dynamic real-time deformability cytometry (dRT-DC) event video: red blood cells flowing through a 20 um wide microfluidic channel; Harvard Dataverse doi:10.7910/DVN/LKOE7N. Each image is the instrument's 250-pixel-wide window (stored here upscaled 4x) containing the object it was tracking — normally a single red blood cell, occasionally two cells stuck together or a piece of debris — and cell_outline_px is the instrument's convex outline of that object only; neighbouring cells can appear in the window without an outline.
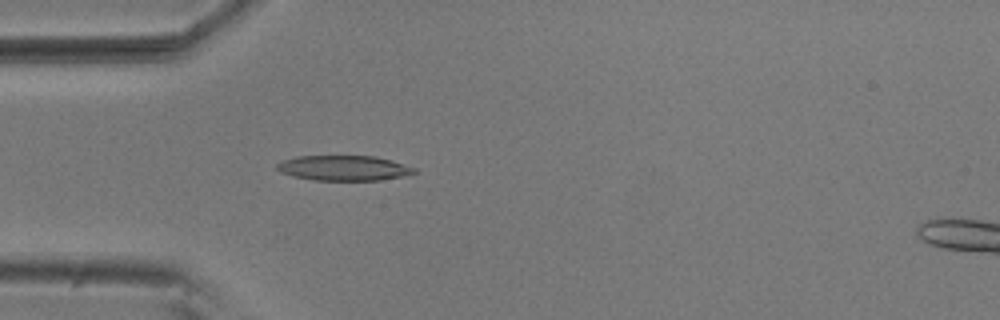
{"species": "common noctule bat (a hibernating species)", "species_latin": "Nyctalus noctula", "temperature_condition": "room temperature", "stored_images_in_passage": 4, "camera_frame_rate_fps": 3000, "um_per_image_px": 0.085, "animal": {"sex": "male", "body_mass_g": 20.5, "forearm_length_mm": 52.5}, "frame": {"image": 1, "passage_image": 4, "time_ms": 1.0, "image_size_px": [1000, 320], "cell_outline_px": [[416, 172], [400, 176], [380, 180], [312, 180], [280, 172], [276, 168], [276, 164], [280, 160], [296, 156], [376, 156], [416, 168]], "centroid_in_image_um": [29.16, 14.27], "position_along_channel_um": 55.8, "area_um2": 19.94}}